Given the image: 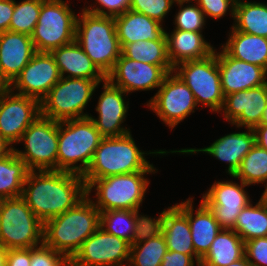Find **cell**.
Returning a JSON list of instances; mask_svg holds the SVG:
<instances>
[{
	"instance_id": "6da1fadb",
	"label": "cell",
	"mask_w": 267,
	"mask_h": 266,
	"mask_svg": "<svg viewBox=\"0 0 267 266\" xmlns=\"http://www.w3.org/2000/svg\"><path fill=\"white\" fill-rule=\"evenodd\" d=\"M86 196L82 175L57 170L29 171L21 194L43 223L74 208Z\"/></svg>"
},
{
	"instance_id": "7a4b0ae2",
	"label": "cell",
	"mask_w": 267,
	"mask_h": 266,
	"mask_svg": "<svg viewBox=\"0 0 267 266\" xmlns=\"http://www.w3.org/2000/svg\"><path fill=\"white\" fill-rule=\"evenodd\" d=\"M100 227V211L86 196L74 208L44 223L43 243L69 260Z\"/></svg>"
},
{
	"instance_id": "3957f363",
	"label": "cell",
	"mask_w": 267,
	"mask_h": 266,
	"mask_svg": "<svg viewBox=\"0 0 267 266\" xmlns=\"http://www.w3.org/2000/svg\"><path fill=\"white\" fill-rule=\"evenodd\" d=\"M174 151L145 153L138 149L131 132L115 137H103L95 150L90 166L83 179H101L111 175L128 174L138 171H156L146 160L145 154L165 155Z\"/></svg>"
},
{
	"instance_id": "277c9868",
	"label": "cell",
	"mask_w": 267,
	"mask_h": 266,
	"mask_svg": "<svg viewBox=\"0 0 267 266\" xmlns=\"http://www.w3.org/2000/svg\"><path fill=\"white\" fill-rule=\"evenodd\" d=\"M102 138L90 117L58 122L57 171L83 176Z\"/></svg>"
},
{
	"instance_id": "5b68a950",
	"label": "cell",
	"mask_w": 267,
	"mask_h": 266,
	"mask_svg": "<svg viewBox=\"0 0 267 266\" xmlns=\"http://www.w3.org/2000/svg\"><path fill=\"white\" fill-rule=\"evenodd\" d=\"M79 16L76 20L75 40L107 76L121 55L114 17L96 15L84 9Z\"/></svg>"
},
{
	"instance_id": "8992f818",
	"label": "cell",
	"mask_w": 267,
	"mask_h": 266,
	"mask_svg": "<svg viewBox=\"0 0 267 266\" xmlns=\"http://www.w3.org/2000/svg\"><path fill=\"white\" fill-rule=\"evenodd\" d=\"M150 173H156V171H138L101 179H84L87 196L90 195L92 188L97 191V201L93 203L100 212L140 209L150 183L144 175Z\"/></svg>"
},
{
	"instance_id": "52a82bcc",
	"label": "cell",
	"mask_w": 267,
	"mask_h": 266,
	"mask_svg": "<svg viewBox=\"0 0 267 266\" xmlns=\"http://www.w3.org/2000/svg\"><path fill=\"white\" fill-rule=\"evenodd\" d=\"M44 223L19 197L0 200V244L7 249L32 248L43 243Z\"/></svg>"
},
{
	"instance_id": "ba28073f",
	"label": "cell",
	"mask_w": 267,
	"mask_h": 266,
	"mask_svg": "<svg viewBox=\"0 0 267 266\" xmlns=\"http://www.w3.org/2000/svg\"><path fill=\"white\" fill-rule=\"evenodd\" d=\"M98 85L95 80L62 77L40 102L41 115L58 122L89 117L84 109Z\"/></svg>"
},
{
	"instance_id": "9c48e42d",
	"label": "cell",
	"mask_w": 267,
	"mask_h": 266,
	"mask_svg": "<svg viewBox=\"0 0 267 266\" xmlns=\"http://www.w3.org/2000/svg\"><path fill=\"white\" fill-rule=\"evenodd\" d=\"M69 1L44 0L31 39L36 52H48L75 41L77 16Z\"/></svg>"
},
{
	"instance_id": "30bf717a",
	"label": "cell",
	"mask_w": 267,
	"mask_h": 266,
	"mask_svg": "<svg viewBox=\"0 0 267 266\" xmlns=\"http://www.w3.org/2000/svg\"><path fill=\"white\" fill-rule=\"evenodd\" d=\"M175 73L193 92L196 104L220 112L224 104L216 49L209 57L186 61L173 67Z\"/></svg>"
},
{
	"instance_id": "8fae6325",
	"label": "cell",
	"mask_w": 267,
	"mask_h": 266,
	"mask_svg": "<svg viewBox=\"0 0 267 266\" xmlns=\"http://www.w3.org/2000/svg\"><path fill=\"white\" fill-rule=\"evenodd\" d=\"M25 150L13 148L30 171L57 170L58 121L39 115L24 131L18 143Z\"/></svg>"
},
{
	"instance_id": "7c38bea8",
	"label": "cell",
	"mask_w": 267,
	"mask_h": 266,
	"mask_svg": "<svg viewBox=\"0 0 267 266\" xmlns=\"http://www.w3.org/2000/svg\"><path fill=\"white\" fill-rule=\"evenodd\" d=\"M147 106L171 129L198 107L193 92L173 72L168 73Z\"/></svg>"
},
{
	"instance_id": "4fadbf2b",
	"label": "cell",
	"mask_w": 267,
	"mask_h": 266,
	"mask_svg": "<svg viewBox=\"0 0 267 266\" xmlns=\"http://www.w3.org/2000/svg\"><path fill=\"white\" fill-rule=\"evenodd\" d=\"M130 247L129 242L99 227L82 243L70 266L123 265L129 263Z\"/></svg>"
},
{
	"instance_id": "5bb4252c",
	"label": "cell",
	"mask_w": 267,
	"mask_h": 266,
	"mask_svg": "<svg viewBox=\"0 0 267 266\" xmlns=\"http://www.w3.org/2000/svg\"><path fill=\"white\" fill-rule=\"evenodd\" d=\"M41 115L40 102L14 93H0V137L9 145L18 143L24 131Z\"/></svg>"
},
{
	"instance_id": "9a60e30c",
	"label": "cell",
	"mask_w": 267,
	"mask_h": 266,
	"mask_svg": "<svg viewBox=\"0 0 267 266\" xmlns=\"http://www.w3.org/2000/svg\"><path fill=\"white\" fill-rule=\"evenodd\" d=\"M170 72H173L172 65L143 63L121 54L106 79L128 94L139 90L148 91L156 87L158 89Z\"/></svg>"
},
{
	"instance_id": "2e32d148",
	"label": "cell",
	"mask_w": 267,
	"mask_h": 266,
	"mask_svg": "<svg viewBox=\"0 0 267 266\" xmlns=\"http://www.w3.org/2000/svg\"><path fill=\"white\" fill-rule=\"evenodd\" d=\"M61 78L51 53L36 52L10 84V89L17 90V94L35 98L41 102Z\"/></svg>"
},
{
	"instance_id": "e0dca14e",
	"label": "cell",
	"mask_w": 267,
	"mask_h": 266,
	"mask_svg": "<svg viewBox=\"0 0 267 266\" xmlns=\"http://www.w3.org/2000/svg\"><path fill=\"white\" fill-rule=\"evenodd\" d=\"M247 186L241 180L240 185L233 181H215L203 194L202 201L213 212L222 229L232 230L242 209L251 202L244 189Z\"/></svg>"
},
{
	"instance_id": "ac0fdd59",
	"label": "cell",
	"mask_w": 267,
	"mask_h": 266,
	"mask_svg": "<svg viewBox=\"0 0 267 266\" xmlns=\"http://www.w3.org/2000/svg\"><path fill=\"white\" fill-rule=\"evenodd\" d=\"M266 105L267 83L225 95L221 111L231 125L254 129L260 125Z\"/></svg>"
},
{
	"instance_id": "d6986e66",
	"label": "cell",
	"mask_w": 267,
	"mask_h": 266,
	"mask_svg": "<svg viewBox=\"0 0 267 266\" xmlns=\"http://www.w3.org/2000/svg\"><path fill=\"white\" fill-rule=\"evenodd\" d=\"M103 89L96 106L98 118L89 116L96 129L103 137H115L129 133V128L121 127L129 108V101H124L127 93L112 85L107 79L103 82Z\"/></svg>"
},
{
	"instance_id": "ffe728a7",
	"label": "cell",
	"mask_w": 267,
	"mask_h": 266,
	"mask_svg": "<svg viewBox=\"0 0 267 266\" xmlns=\"http://www.w3.org/2000/svg\"><path fill=\"white\" fill-rule=\"evenodd\" d=\"M217 60L224 96L267 83V71L261 66L230 57L223 49Z\"/></svg>"
},
{
	"instance_id": "44dd1931",
	"label": "cell",
	"mask_w": 267,
	"mask_h": 266,
	"mask_svg": "<svg viewBox=\"0 0 267 266\" xmlns=\"http://www.w3.org/2000/svg\"><path fill=\"white\" fill-rule=\"evenodd\" d=\"M256 144L255 133L253 129H247L245 132H235L223 136L214 141L209 147L204 148H185L173 150L175 153L195 154L205 152L216 159L228 163L227 173L233 176L240 167L242 159Z\"/></svg>"
},
{
	"instance_id": "7402d4cb",
	"label": "cell",
	"mask_w": 267,
	"mask_h": 266,
	"mask_svg": "<svg viewBox=\"0 0 267 266\" xmlns=\"http://www.w3.org/2000/svg\"><path fill=\"white\" fill-rule=\"evenodd\" d=\"M35 53L30 35L9 30L0 33V70L10 84Z\"/></svg>"
},
{
	"instance_id": "603a6c76",
	"label": "cell",
	"mask_w": 267,
	"mask_h": 266,
	"mask_svg": "<svg viewBox=\"0 0 267 266\" xmlns=\"http://www.w3.org/2000/svg\"><path fill=\"white\" fill-rule=\"evenodd\" d=\"M162 233L168 250L190 255L200 266L201 259L195 253L187 218V200L164 209Z\"/></svg>"
},
{
	"instance_id": "cb8c5ba5",
	"label": "cell",
	"mask_w": 267,
	"mask_h": 266,
	"mask_svg": "<svg viewBox=\"0 0 267 266\" xmlns=\"http://www.w3.org/2000/svg\"><path fill=\"white\" fill-rule=\"evenodd\" d=\"M114 20L121 49L140 40H167L163 25L142 13L129 9Z\"/></svg>"
},
{
	"instance_id": "d4e9b609",
	"label": "cell",
	"mask_w": 267,
	"mask_h": 266,
	"mask_svg": "<svg viewBox=\"0 0 267 266\" xmlns=\"http://www.w3.org/2000/svg\"><path fill=\"white\" fill-rule=\"evenodd\" d=\"M61 77L84 78L95 80L98 84L106 80V76L97 68L86 55L76 40L70 44L52 50Z\"/></svg>"
},
{
	"instance_id": "484cf974",
	"label": "cell",
	"mask_w": 267,
	"mask_h": 266,
	"mask_svg": "<svg viewBox=\"0 0 267 266\" xmlns=\"http://www.w3.org/2000/svg\"><path fill=\"white\" fill-rule=\"evenodd\" d=\"M167 54L172 66L179 63L200 60L209 57L215 49L207 42L202 32L176 30L167 33Z\"/></svg>"
},
{
	"instance_id": "4316f807",
	"label": "cell",
	"mask_w": 267,
	"mask_h": 266,
	"mask_svg": "<svg viewBox=\"0 0 267 266\" xmlns=\"http://www.w3.org/2000/svg\"><path fill=\"white\" fill-rule=\"evenodd\" d=\"M193 199H187V218L196 255L202 259L209 251L215 237L221 231L213 212L201 200L196 214L193 211Z\"/></svg>"
},
{
	"instance_id": "83f0119b",
	"label": "cell",
	"mask_w": 267,
	"mask_h": 266,
	"mask_svg": "<svg viewBox=\"0 0 267 266\" xmlns=\"http://www.w3.org/2000/svg\"><path fill=\"white\" fill-rule=\"evenodd\" d=\"M230 33L222 49L230 57L256 64L267 71V38L240 32L233 28Z\"/></svg>"
},
{
	"instance_id": "f1b7e54d",
	"label": "cell",
	"mask_w": 267,
	"mask_h": 266,
	"mask_svg": "<svg viewBox=\"0 0 267 266\" xmlns=\"http://www.w3.org/2000/svg\"><path fill=\"white\" fill-rule=\"evenodd\" d=\"M245 256V242L234 231L221 229L200 266H227Z\"/></svg>"
},
{
	"instance_id": "f546056e",
	"label": "cell",
	"mask_w": 267,
	"mask_h": 266,
	"mask_svg": "<svg viewBox=\"0 0 267 266\" xmlns=\"http://www.w3.org/2000/svg\"><path fill=\"white\" fill-rule=\"evenodd\" d=\"M234 20V30L267 38V4L237 1Z\"/></svg>"
},
{
	"instance_id": "4dcf8cb0",
	"label": "cell",
	"mask_w": 267,
	"mask_h": 266,
	"mask_svg": "<svg viewBox=\"0 0 267 266\" xmlns=\"http://www.w3.org/2000/svg\"><path fill=\"white\" fill-rule=\"evenodd\" d=\"M26 163L12 150L0 159V199L19 197L29 173Z\"/></svg>"
},
{
	"instance_id": "1f68e13d",
	"label": "cell",
	"mask_w": 267,
	"mask_h": 266,
	"mask_svg": "<svg viewBox=\"0 0 267 266\" xmlns=\"http://www.w3.org/2000/svg\"><path fill=\"white\" fill-rule=\"evenodd\" d=\"M244 242L267 236V207L259 201L242 209L233 229Z\"/></svg>"
},
{
	"instance_id": "d6a6232c",
	"label": "cell",
	"mask_w": 267,
	"mask_h": 266,
	"mask_svg": "<svg viewBox=\"0 0 267 266\" xmlns=\"http://www.w3.org/2000/svg\"><path fill=\"white\" fill-rule=\"evenodd\" d=\"M124 57L153 65H172L167 54V40H145L126 44L121 49Z\"/></svg>"
},
{
	"instance_id": "836d02e7",
	"label": "cell",
	"mask_w": 267,
	"mask_h": 266,
	"mask_svg": "<svg viewBox=\"0 0 267 266\" xmlns=\"http://www.w3.org/2000/svg\"><path fill=\"white\" fill-rule=\"evenodd\" d=\"M231 177L239 178L248 186L265 183L267 181V150L255 144Z\"/></svg>"
},
{
	"instance_id": "e575fe53",
	"label": "cell",
	"mask_w": 267,
	"mask_h": 266,
	"mask_svg": "<svg viewBox=\"0 0 267 266\" xmlns=\"http://www.w3.org/2000/svg\"><path fill=\"white\" fill-rule=\"evenodd\" d=\"M168 251L163 233L146 241L132 244L129 263L132 266H160Z\"/></svg>"
},
{
	"instance_id": "d590c367",
	"label": "cell",
	"mask_w": 267,
	"mask_h": 266,
	"mask_svg": "<svg viewBox=\"0 0 267 266\" xmlns=\"http://www.w3.org/2000/svg\"><path fill=\"white\" fill-rule=\"evenodd\" d=\"M100 227L132 245L136 227L135 210L117 209L100 212Z\"/></svg>"
},
{
	"instance_id": "8d00e7d4",
	"label": "cell",
	"mask_w": 267,
	"mask_h": 266,
	"mask_svg": "<svg viewBox=\"0 0 267 266\" xmlns=\"http://www.w3.org/2000/svg\"><path fill=\"white\" fill-rule=\"evenodd\" d=\"M44 0H23L16 3L9 24V31L32 35L38 23L41 5Z\"/></svg>"
},
{
	"instance_id": "74e56055",
	"label": "cell",
	"mask_w": 267,
	"mask_h": 266,
	"mask_svg": "<svg viewBox=\"0 0 267 266\" xmlns=\"http://www.w3.org/2000/svg\"><path fill=\"white\" fill-rule=\"evenodd\" d=\"M193 0L189 1H175L179 5V11L175 16L174 25L176 30L192 31V32H202L205 26V14L199 8L198 5L189 4L185 7L184 3H191ZM203 27V28H202Z\"/></svg>"
},
{
	"instance_id": "f35d334b",
	"label": "cell",
	"mask_w": 267,
	"mask_h": 266,
	"mask_svg": "<svg viewBox=\"0 0 267 266\" xmlns=\"http://www.w3.org/2000/svg\"><path fill=\"white\" fill-rule=\"evenodd\" d=\"M163 218L164 210L155 219L146 215H140L139 209L135 210L136 227L133 235V244L161 235L163 232Z\"/></svg>"
},
{
	"instance_id": "ab89813d",
	"label": "cell",
	"mask_w": 267,
	"mask_h": 266,
	"mask_svg": "<svg viewBox=\"0 0 267 266\" xmlns=\"http://www.w3.org/2000/svg\"><path fill=\"white\" fill-rule=\"evenodd\" d=\"M175 0H131L130 10L142 13L162 24Z\"/></svg>"
},
{
	"instance_id": "60d3db41",
	"label": "cell",
	"mask_w": 267,
	"mask_h": 266,
	"mask_svg": "<svg viewBox=\"0 0 267 266\" xmlns=\"http://www.w3.org/2000/svg\"><path fill=\"white\" fill-rule=\"evenodd\" d=\"M30 266H70V260L42 243L31 248Z\"/></svg>"
},
{
	"instance_id": "b9f144b4",
	"label": "cell",
	"mask_w": 267,
	"mask_h": 266,
	"mask_svg": "<svg viewBox=\"0 0 267 266\" xmlns=\"http://www.w3.org/2000/svg\"><path fill=\"white\" fill-rule=\"evenodd\" d=\"M100 7L87 6L84 8L89 13L107 17H117L130 9L131 0H96ZM107 10V11H105Z\"/></svg>"
},
{
	"instance_id": "7bdbcfd3",
	"label": "cell",
	"mask_w": 267,
	"mask_h": 266,
	"mask_svg": "<svg viewBox=\"0 0 267 266\" xmlns=\"http://www.w3.org/2000/svg\"><path fill=\"white\" fill-rule=\"evenodd\" d=\"M205 14V17L219 19L227 13L229 9L231 17L234 19L236 2L234 0H193Z\"/></svg>"
},
{
	"instance_id": "ee69618b",
	"label": "cell",
	"mask_w": 267,
	"mask_h": 266,
	"mask_svg": "<svg viewBox=\"0 0 267 266\" xmlns=\"http://www.w3.org/2000/svg\"><path fill=\"white\" fill-rule=\"evenodd\" d=\"M245 256L252 266H267V236L246 241Z\"/></svg>"
},
{
	"instance_id": "f6af8a7d",
	"label": "cell",
	"mask_w": 267,
	"mask_h": 266,
	"mask_svg": "<svg viewBox=\"0 0 267 266\" xmlns=\"http://www.w3.org/2000/svg\"><path fill=\"white\" fill-rule=\"evenodd\" d=\"M31 248L8 249L6 266H30Z\"/></svg>"
},
{
	"instance_id": "bcb514c9",
	"label": "cell",
	"mask_w": 267,
	"mask_h": 266,
	"mask_svg": "<svg viewBox=\"0 0 267 266\" xmlns=\"http://www.w3.org/2000/svg\"><path fill=\"white\" fill-rule=\"evenodd\" d=\"M194 258L190 255L168 250L163 256L160 266H194Z\"/></svg>"
},
{
	"instance_id": "7dc6e473",
	"label": "cell",
	"mask_w": 267,
	"mask_h": 266,
	"mask_svg": "<svg viewBox=\"0 0 267 266\" xmlns=\"http://www.w3.org/2000/svg\"><path fill=\"white\" fill-rule=\"evenodd\" d=\"M15 0H0V33L9 30Z\"/></svg>"
},
{
	"instance_id": "c3c4849f",
	"label": "cell",
	"mask_w": 267,
	"mask_h": 266,
	"mask_svg": "<svg viewBox=\"0 0 267 266\" xmlns=\"http://www.w3.org/2000/svg\"><path fill=\"white\" fill-rule=\"evenodd\" d=\"M253 130L256 144L267 150V125H258Z\"/></svg>"
},
{
	"instance_id": "681fc988",
	"label": "cell",
	"mask_w": 267,
	"mask_h": 266,
	"mask_svg": "<svg viewBox=\"0 0 267 266\" xmlns=\"http://www.w3.org/2000/svg\"><path fill=\"white\" fill-rule=\"evenodd\" d=\"M12 150H13V147L0 137V159L5 157Z\"/></svg>"
},
{
	"instance_id": "f907efd6",
	"label": "cell",
	"mask_w": 267,
	"mask_h": 266,
	"mask_svg": "<svg viewBox=\"0 0 267 266\" xmlns=\"http://www.w3.org/2000/svg\"><path fill=\"white\" fill-rule=\"evenodd\" d=\"M10 89V83L4 78L0 70V93Z\"/></svg>"
},
{
	"instance_id": "816d5d0a",
	"label": "cell",
	"mask_w": 267,
	"mask_h": 266,
	"mask_svg": "<svg viewBox=\"0 0 267 266\" xmlns=\"http://www.w3.org/2000/svg\"><path fill=\"white\" fill-rule=\"evenodd\" d=\"M8 249L0 244V266H6Z\"/></svg>"
},
{
	"instance_id": "f5cc1de1",
	"label": "cell",
	"mask_w": 267,
	"mask_h": 266,
	"mask_svg": "<svg viewBox=\"0 0 267 266\" xmlns=\"http://www.w3.org/2000/svg\"><path fill=\"white\" fill-rule=\"evenodd\" d=\"M227 266H252V264L247 260L246 256L240 258L239 260L232 262Z\"/></svg>"
},
{
	"instance_id": "db71d44e",
	"label": "cell",
	"mask_w": 267,
	"mask_h": 266,
	"mask_svg": "<svg viewBox=\"0 0 267 266\" xmlns=\"http://www.w3.org/2000/svg\"><path fill=\"white\" fill-rule=\"evenodd\" d=\"M266 182V185H265V190L259 200V202L262 204V205H265L267 207V181Z\"/></svg>"
},
{
	"instance_id": "11a10c76",
	"label": "cell",
	"mask_w": 267,
	"mask_h": 266,
	"mask_svg": "<svg viewBox=\"0 0 267 266\" xmlns=\"http://www.w3.org/2000/svg\"><path fill=\"white\" fill-rule=\"evenodd\" d=\"M260 125H267V105L264 109L263 118Z\"/></svg>"
},
{
	"instance_id": "9f6ffc18",
	"label": "cell",
	"mask_w": 267,
	"mask_h": 266,
	"mask_svg": "<svg viewBox=\"0 0 267 266\" xmlns=\"http://www.w3.org/2000/svg\"><path fill=\"white\" fill-rule=\"evenodd\" d=\"M117 266H132L130 263H126V264H123V265H117Z\"/></svg>"
}]
</instances>
